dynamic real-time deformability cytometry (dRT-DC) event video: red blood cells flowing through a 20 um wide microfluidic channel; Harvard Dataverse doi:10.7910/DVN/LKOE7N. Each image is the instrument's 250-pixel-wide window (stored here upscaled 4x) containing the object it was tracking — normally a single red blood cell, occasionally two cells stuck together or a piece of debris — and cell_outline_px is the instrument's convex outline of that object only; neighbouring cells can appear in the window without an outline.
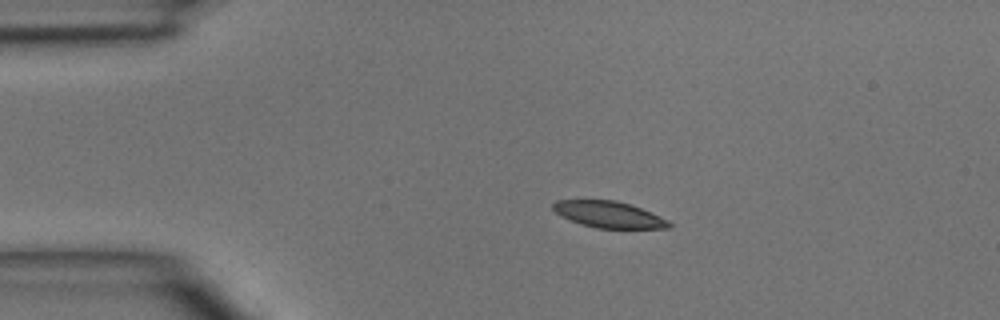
{"species": "common noctule bat (a hibernating species)", "species_latin": "Nyctalus noctula", "temperature_condition": "room temperature", "stored_images_in_passage": 47, "camera_frame_rate_fps": 3000, "um_per_image_px": 0.085, "animal": {"sex": "male", "body_mass_g": 15.6}, "frame": {"image": 1, "passage_image": 9, "time_ms": 2.667, "image_size_px": [1000, 320], "cell_outline_px": [[672, 228], [596, 228], [580, 224], [556, 212], [552, 208], [552, 204], [556, 200], [616, 200], [640, 208], [668, 220], [672, 224]], "centroid_in_image_um": [51.75, 18.23], "position_along_channel_um": 33.2, "area_um2": 17.57}}
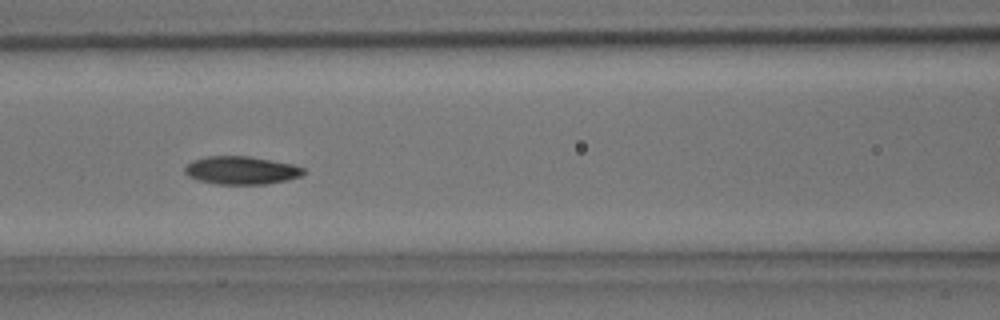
{"frame": {"image": 2, "passage_image": 20, "time_ms": 6.333, "image_size_px": [1000, 320], "cell_outline_px": [[304, 172], [300, 176], [288, 180], [268, 184], [216, 184], [200, 180], [188, 176], [184, 172], [184, 168], [192, 160], [208, 156], [248, 156], [292, 164], [304, 168]], "centroid_in_image_um": [20.5, 14.48], "position_along_channel_um": 146.1, "area_um2": 19.31}}
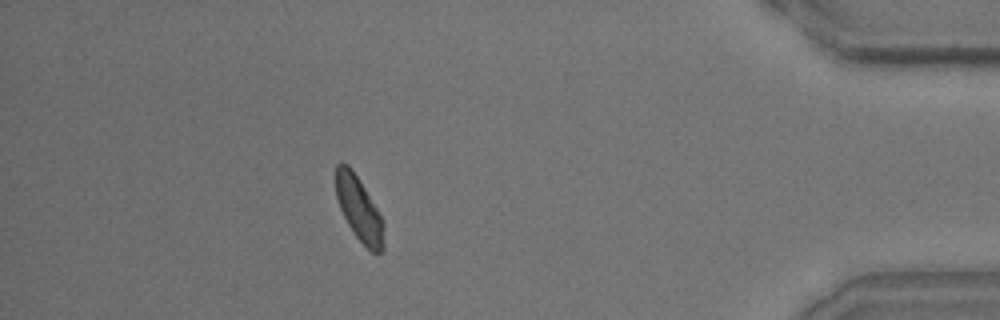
{"frame": {"image": 3, "passage_image": 42, "time_ms": 13.667, "image_size_px": [1000, 320], "cell_outline_px": [[384, 248], [380, 252], [372, 252], [356, 236], [348, 224], [340, 208], [336, 196], [336, 164], [340, 160], [348, 164], [364, 188], [384, 220]], "centroid_in_image_um": [30.52, 17.75], "position_along_channel_um": 404.7, "area_um2": 17.74}}